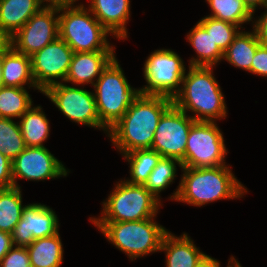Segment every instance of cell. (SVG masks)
I'll return each mask as SVG.
<instances>
[{"instance_id": "cell-1", "label": "cell", "mask_w": 267, "mask_h": 267, "mask_svg": "<svg viewBox=\"0 0 267 267\" xmlns=\"http://www.w3.org/2000/svg\"><path fill=\"white\" fill-rule=\"evenodd\" d=\"M172 105L169 97L140 94L109 129L107 137L121 155L136 149H151L160 118Z\"/></svg>"}, {"instance_id": "cell-2", "label": "cell", "mask_w": 267, "mask_h": 267, "mask_svg": "<svg viewBox=\"0 0 267 267\" xmlns=\"http://www.w3.org/2000/svg\"><path fill=\"white\" fill-rule=\"evenodd\" d=\"M231 165L219 167H182L179 185L168 199L201 207L218 200L240 199L247 188L235 177Z\"/></svg>"}, {"instance_id": "cell-3", "label": "cell", "mask_w": 267, "mask_h": 267, "mask_svg": "<svg viewBox=\"0 0 267 267\" xmlns=\"http://www.w3.org/2000/svg\"><path fill=\"white\" fill-rule=\"evenodd\" d=\"M180 91L172 99L175 107L195 121L216 122L225 119L228 108L213 70L215 67L188 66ZM188 71V72H187Z\"/></svg>"}, {"instance_id": "cell-4", "label": "cell", "mask_w": 267, "mask_h": 267, "mask_svg": "<svg viewBox=\"0 0 267 267\" xmlns=\"http://www.w3.org/2000/svg\"><path fill=\"white\" fill-rule=\"evenodd\" d=\"M91 222L109 243L124 252L131 261L160 251L164 235L169 231L155 221Z\"/></svg>"}, {"instance_id": "cell-5", "label": "cell", "mask_w": 267, "mask_h": 267, "mask_svg": "<svg viewBox=\"0 0 267 267\" xmlns=\"http://www.w3.org/2000/svg\"><path fill=\"white\" fill-rule=\"evenodd\" d=\"M114 186L102 202L101 216L90 217V222L141 221L157 217L163 204L144 185L121 179Z\"/></svg>"}, {"instance_id": "cell-6", "label": "cell", "mask_w": 267, "mask_h": 267, "mask_svg": "<svg viewBox=\"0 0 267 267\" xmlns=\"http://www.w3.org/2000/svg\"><path fill=\"white\" fill-rule=\"evenodd\" d=\"M93 87L100 122L109 130L141 94L140 87L129 84L115 57L102 71Z\"/></svg>"}, {"instance_id": "cell-7", "label": "cell", "mask_w": 267, "mask_h": 267, "mask_svg": "<svg viewBox=\"0 0 267 267\" xmlns=\"http://www.w3.org/2000/svg\"><path fill=\"white\" fill-rule=\"evenodd\" d=\"M85 6L78 3L58 8L59 37L74 52L115 51V45L108 41L112 34Z\"/></svg>"}, {"instance_id": "cell-8", "label": "cell", "mask_w": 267, "mask_h": 267, "mask_svg": "<svg viewBox=\"0 0 267 267\" xmlns=\"http://www.w3.org/2000/svg\"><path fill=\"white\" fill-rule=\"evenodd\" d=\"M142 68L147 84L140 88L141 94L173 99L180 91L186 65L180 55L172 49L154 50Z\"/></svg>"}, {"instance_id": "cell-9", "label": "cell", "mask_w": 267, "mask_h": 267, "mask_svg": "<svg viewBox=\"0 0 267 267\" xmlns=\"http://www.w3.org/2000/svg\"><path fill=\"white\" fill-rule=\"evenodd\" d=\"M217 122L196 121L188 133L182 167L205 168L226 164L228 150Z\"/></svg>"}, {"instance_id": "cell-10", "label": "cell", "mask_w": 267, "mask_h": 267, "mask_svg": "<svg viewBox=\"0 0 267 267\" xmlns=\"http://www.w3.org/2000/svg\"><path fill=\"white\" fill-rule=\"evenodd\" d=\"M42 94L71 122L102 130L108 135L109 130L100 122L93 90L63 82L49 86Z\"/></svg>"}, {"instance_id": "cell-11", "label": "cell", "mask_w": 267, "mask_h": 267, "mask_svg": "<svg viewBox=\"0 0 267 267\" xmlns=\"http://www.w3.org/2000/svg\"><path fill=\"white\" fill-rule=\"evenodd\" d=\"M195 122L189 115L172 105L160 118L151 149L162 157L175 158L182 163L188 133Z\"/></svg>"}, {"instance_id": "cell-12", "label": "cell", "mask_w": 267, "mask_h": 267, "mask_svg": "<svg viewBox=\"0 0 267 267\" xmlns=\"http://www.w3.org/2000/svg\"><path fill=\"white\" fill-rule=\"evenodd\" d=\"M73 54L70 46L58 37L30 56L32 75L42 92L51 85L65 82Z\"/></svg>"}, {"instance_id": "cell-13", "label": "cell", "mask_w": 267, "mask_h": 267, "mask_svg": "<svg viewBox=\"0 0 267 267\" xmlns=\"http://www.w3.org/2000/svg\"><path fill=\"white\" fill-rule=\"evenodd\" d=\"M59 37L58 8L42 7L12 37V47L31 56Z\"/></svg>"}, {"instance_id": "cell-14", "label": "cell", "mask_w": 267, "mask_h": 267, "mask_svg": "<svg viewBox=\"0 0 267 267\" xmlns=\"http://www.w3.org/2000/svg\"><path fill=\"white\" fill-rule=\"evenodd\" d=\"M48 148L26 147L12 161V175L14 186L21 188L19 179L27 181H43L67 177L70 173Z\"/></svg>"}, {"instance_id": "cell-15", "label": "cell", "mask_w": 267, "mask_h": 267, "mask_svg": "<svg viewBox=\"0 0 267 267\" xmlns=\"http://www.w3.org/2000/svg\"><path fill=\"white\" fill-rule=\"evenodd\" d=\"M59 219L55 211L41 203H29L23 207L22 216L11 233L14 246L26 247L35 239L59 232Z\"/></svg>"}, {"instance_id": "cell-16", "label": "cell", "mask_w": 267, "mask_h": 267, "mask_svg": "<svg viewBox=\"0 0 267 267\" xmlns=\"http://www.w3.org/2000/svg\"><path fill=\"white\" fill-rule=\"evenodd\" d=\"M116 51L74 52L65 83L94 85L102 71L116 57Z\"/></svg>"}, {"instance_id": "cell-17", "label": "cell", "mask_w": 267, "mask_h": 267, "mask_svg": "<svg viewBox=\"0 0 267 267\" xmlns=\"http://www.w3.org/2000/svg\"><path fill=\"white\" fill-rule=\"evenodd\" d=\"M131 0H90L93 16L118 40L128 39L126 24L131 17Z\"/></svg>"}, {"instance_id": "cell-18", "label": "cell", "mask_w": 267, "mask_h": 267, "mask_svg": "<svg viewBox=\"0 0 267 267\" xmlns=\"http://www.w3.org/2000/svg\"><path fill=\"white\" fill-rule=\"evenodd\" d=\"M195 242L182 233L176 236L170 230L164 235L159 252H165L166 267H195L205 255Z\"/></svg>"}, {"instance_id": "cell-19", "label": "cell", "mask_w": 267, "mask_h": 267, "mask_svg": "<svg viewBox=\"0 0 267 267\" xmlns=\"http://www.w3.org/2000/svg\"><path fill=\"white\" fill-rule=\"evenodd\" d=\"M2 83L5 87L32 88L43 93L32 75L31 57L17 52L12 46L2 54Z\"/></svg>"}, {"instance_id": "cell-20", "label": "cell", "mask_w": 267, "mask_h": 267, "mask_svg": "<svg viewBox=\"0 0 267 267\" xmlns=\"http://www.w3.org/2000/svg\"><path fill=\"white\" fill-rule=\"evenodd\" d=\"M186 40L197 56L190 58L188 66L217 67L222 61L223 52L199 22L187 33Z\"/></svg>"}, {"instance_id": "cell-21", "label": "cell", "mask_w": 267, "mask_h": 267, "mask_svg": "<svg viewBox=\"0 0 267 267\" xmlns=\"http://www.w3.org/2000/svg\"><path fill=\"white\" fill-rule=\"evenodd\" d=\"M42 7L39 0H0V27L12 37Z\"/></svg>"}, {"instance_id": "cell-22", "label": "cell", "mask_w": 267, "mask_h": 267, "mask_svg": "<svg viewBox=\"0 0 267 267\" xmlns=\"http://www.w3.org/2000/svg\"><path fill=\"white\" fill-rule=\"evenodd\" d=\"M41 105L32 106L18 121L26 147H44L50 136V122Z\"/></svg>"}, {"instance_id": "cell-23", "label": "cell", "mask_w": 267, "mask_h": 267, "mask_svg": "<svg viewBox=\"0 0 267 267\" xmlns=\"http://www.w3.org/2000/svg\"><path fill=\"white\" fill-rule=\"evenodd\" d=\"M260 44L254 29L251 31L241 30L223 53L222 61H227L235 68L251 73L252 60Z\"/></svg>"}, {"instance_id": "cell-24", "label": "cell", "mask_w": 267, "mask_h": 267, "mask_svg": "<svg viewBox=\"0 0 267 267\" xmlns=\"http://www.w3.org/2000/svg\"><path fill=\"white\" fill-rule=\"evenodd\" d=\"M26 249L31 267H61L63 263L64 249L59 232L35 239Z\"/></svg>"}, {"instance_id": "cell-25", "label": "cell", "mask_w": 267, "mask_h": 267, "mask_svg": "<svg viewBox=\"0 0 267 267\" xmlns=\"http://www.w3.org/2000/svg\"><path fill=\"white\" fill-rule=\"evenodd\" d=\"M123 159L128 162L129 174L128 179L125 181L131 184L144 185L162 157L157 151L152 149H136L125 153Z\"/></svg>"}, {"instance_id": "cell-26", "label": "cell", "mask_w": 267, "mask_h": 267, "mask_svg": "<svg viewBox=\"0 0 267 267\" xmlns=\"http://www.w3.org/2000/svg\"><path fill=\"white\" fill-rule=\"evenodd\" d=\"M21 188H0V231L12 233L22 216Z\"/></svg>"}, {"instance_id": "cell-27", "label": "cell", "mask_w": 267, "mask_h": 267, "mask_svg": "<svg viewBox=\"0 0 267 267\" xmlns=\"http://www.w3.org/2000/svg\"><path fill=\"white\" fill-rule=\"evenodd\" d=\"M211 8L208 17H213L239 26L242 30L244 23L253 24L254 15L243 3V0H205Z\"/></svg>"}, {"instance_id": "cell-28", "label": "cell", "mask_w": 267, "mask_h": 267, "mask_svg": "<svg viewBox=\"0 0 267 267\" xmlns=\"http://www.w3.org/2000/svg\"><path fill=\"white\" fill-rule=\"evenodd\" d=\"M27 89L0 87V117L18 119L34 104Z\"/></svg>"}, {"instance_id": "cell-29", "label": "cell", "mask_w": 267, "mask_h": 267, "mask_svg": "<svg viewBox=\"0 0 267 267\" xmlns=\"http://www.w3.org/2000/svg\"><path fill=\"white\" fill-rule=\"evenodd\" d=\"M181 169L182 164L175 158L161 157L155 168L150 173L144 186L161 203V192L169 188L177 175V166Z\"/></svg>"}, {"instance_id": "cell-30", "label": "cell", "mask_w": 267, "mask_h": 267, "mask_svg": "<svg viewBox=\"0 0 267 267\" xmlns=\"http://www.w3.org/2000/svg\"><path fill=\"white\" fill-rule=\"evenodd\" d=\"M0 117V151L13 161L25 148L18 121Z\"/></svg>"}, {"instance_id": "cell-31", "label": "cell", "mask_w": 267, "mask_h": 267, "mask_svg": "<svg viewBox=\"0 0 267 267\" xmlns=\"http://www.w3.org/2000/svg\"><path fill=\"white\" fill-rule=\"evenodd\" d=\"M198 22L211 34L214 43L223 53L241 31L239 26L213 17L204 16Z\"/></svg>"}, {"instance_id": "cell-32", "label": "cell", "mask_w": 267, "mask_h": 267, "mask_svg": "<svg viewBox=\"0 0 267 267\" xmlns=\"http://www.w3.org/2000/svg\"><path fill=\"white\" fill-rule=\"evenodd\" d=\"M0 267H31L26 247L13 246L2 259Z\"/></svg>"}, {"instance_id": "cell-33", "label": "cell", "mask_w": 267, "mask_h": 267, "mask_svg": "<svg viewBox=\"0 0 267 267\" xmlns=\"http://www.w3.org/2000/svg\"><path fill=\"white\" fill-rule=\"evenodd\" d=\"M251 73L267 78V46L260 44L251 64Z\"/></svg>"}, {"instance_id": "cell-34", "label": "cell", "mask_w": 267, "mask_h": 267, "mask_svg": "<svg viewBox=\"0 0 267 267\" xmlns=\"http://www.w3.org/2000/svg\"><path fill=\"white\" fill-rule=\"evenodd\" d=\"M13 186L12 161L0 151V188Z\"/></svg>"}, {"instance_id": "cell-35", "label": "cell", "mask_w": 267, "mask_h": 267, "mask_svg": "<svg viewBox=\"0 0 267 267\" xmlns=\"http://www.w3.org/2000/svg\"><path fill=\"white\" fill-rule=\"evenodd\" d=\"M257 17L253 19L252 29L256 31L260 43L267 46V11Z\"/></svg>"}, {"instance_id": "cell-36", "label": "cell", "mask_w": 267, "mask_h": 267, "mask_svg": "<svg viewBox=\"0 0 267 267\" xmlns=\"http://www.w3.org/2000/svg\"><path fill=\"white\" fill-rule=\"evenodd\" d=\"M13 246L11 233L0 231V265L4 256Z\"/></svg>"}, {"instance_id": "cell-37", "label": "cell", "mask_w": 267, "mask_h": 267, "mask_svg": "<svg viewBox=\"0 0 267 267\" xmlns=\"http://www.w3.org/2000/svg\"><path fill=\"white\" fill-rule=\"evenodd\" d=\"M79 0H39L43 7H67L77 5L76 2Z\"/></svg>"}, {"instance_id": "cell-38", "label": "cell", "mask_w": 267, "mask_h": 267, "mask_svg": "<svg viewBox=\"0 0 267 267\" xmlns=\"http://www.w3.org/2000/svg\"><path fill=\"white\" fill-rule=\"evenodd\" d=\"M11 46V36L0 27V55L5 53Z\"/></svg>"}, {"instance_id": "cell-39", "label": "cell", "mask_w": 267, "mask_h": 267, "mask_svg": "<svg viewBox=\"0 0 267 267\" xmlns=\"http://www.w3.org/2000/svg\"><path fill=\"white\" fill-rule=\"evenodd\" d=\"M195 267H221V264L217 259L205 254Z\"/></svg>"}, {"instance_id": "cell-40", "label": "cell", "mask_w": 267, "mask_h": 267, "mask_svg": "<svg viewBox=\"0 0 267 267\" xmlns=\"http://www.w3.org/2000/svg\"><path fill=\"white\" fill-rule=\"evenodd\" d=\"M263 2L264 0H243V3L253 15L258 10V8H262Z\"/></svg>"}, {"instance_id": "cell-41", "label": "cell", "mask_w": 267, "mask_h": 267, "mask_svg": "<svg viewBox=\"0 0 267 267\" xmlns=\"http://www.w3.org/2000/svg\"><path fill=\"white\" fill-rule=\"evenodd\" d=\"M227 267H243V266H241L239 261H237V259L234 256H231L230 259L228 260Z\"/></svg>"}, {"instance_id": "cell-42", "label": "cell", "mask_w": 267, "mask_h": 267, "mask_svg": "<svg viewBox=\"0 0 267 267\" xmlns=\"http://www.w3.org/2000/svg\"><path fill=\"white\" fill-rule=\"evenodd\" d=\"M3 86L2 83V55H0V87Z\"/></svg>"}, {"instance_id": "cell-43", "label": "cell", "mask_w": 267, "mask_h": 267, "mask_svg": "<svg viewBox=\"0 0 267 267\" xmlns=\"http://www.w3.org/2000/svg\"><path fill=\"white\" fill-rule=\"evenodd\" d=\"M262 8H264V10L266 9V11H267V0H264Z\"/></svg>"}]
</instances>
